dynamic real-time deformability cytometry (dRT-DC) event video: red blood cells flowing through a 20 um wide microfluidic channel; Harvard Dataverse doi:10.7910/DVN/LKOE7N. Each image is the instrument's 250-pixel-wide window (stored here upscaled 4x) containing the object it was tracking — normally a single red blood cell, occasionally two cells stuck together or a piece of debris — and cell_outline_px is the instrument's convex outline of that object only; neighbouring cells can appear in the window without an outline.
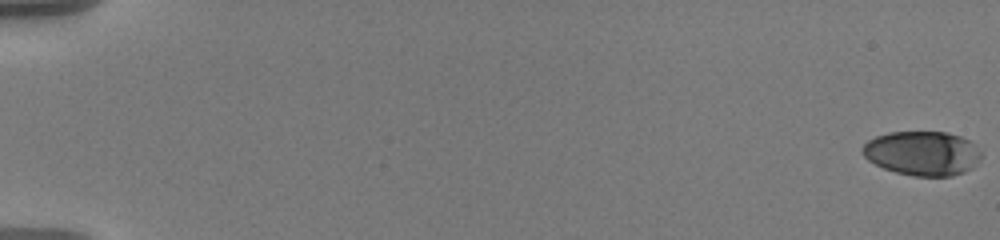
{"species": "human", "species_latin": "Homo sapiens", "temperature_condition": "warm", "stored_images_in_passage": 59, "camera_frame_rate_fps": 3000, "um_per_image_px": 0.085, "donor": {"sex": "male"}, "frame": {"image": 1, "passage_image": 1, "time_ms": 0.0, "image_size_px": [1000, 240], "cell_outline_px": [[984, 156], [972, 168], [964, 172], [952, 176], [912, 176], [896, 172], [884, 168], [868, 160], [860, 152], [860, 148], [868, 140], [876, 136], [888, 132], [948, 132], [960, 136], [968, 140]], "centroid_in_image_um": [78.38, 13.03], "position_along_channel_um": 6.6, "area_um2": 30.81}}
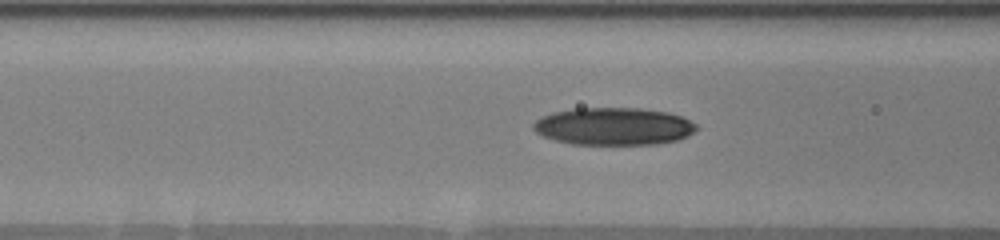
{"frame": {"image": 2, "passage_image": 26, "time_ms": 8.333, "image_size_px": [1000, 240], "cell_outline_px": [[700, 128], [688, 136], [680, 140], [656, 144], [572, 144], [556, 140], [544, 136], [536, 132], [532, 128], [532, 124], [536, 120], [552, 112], [576, 108], [640, 108], [668, 112], [680, 116], [696, 124]], "centroid_in_image_um": [52.19, 10.74], "position_along_channel_um": 114.4, "area_um2": 35.72}}
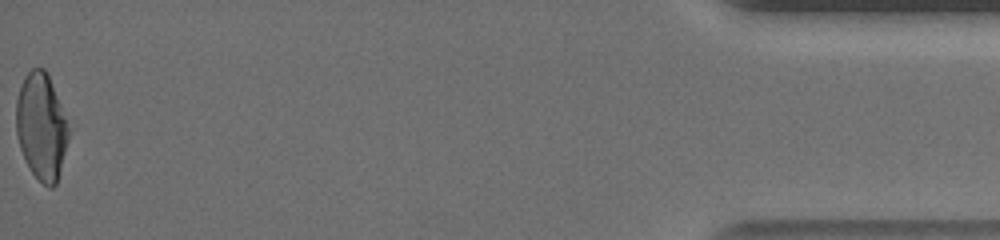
{"frame": {"image": 3, "passage_image": 59, "time_ms": 19.333, "image_size_px": [1000, 240], "cell_outline_px": [[68, 140], [56, 184], [52, 188], [48, 188], [32, 172], [20, 148], [16, 132], [16, 100], [24, 76], [32, 68], [44, 68], [48, 72], [60, 104], [68, 128]], "centroid_in_image_um": [3.5, 10.73], "position_along_channel_um": 431.7, "area_um2": 32.08}, "authors_computed_cell_mechanics": {"area_um2": 33.4084, "velocity_mm_per_s": 3.6241, "shape_relaxation_time_tau1_ms": 7.4479, "shape_relaxation_time_tau2_ms": 2.041, "deformation_change_tau1": 0.2253, "deformation_change_tau2": 0.0746}}